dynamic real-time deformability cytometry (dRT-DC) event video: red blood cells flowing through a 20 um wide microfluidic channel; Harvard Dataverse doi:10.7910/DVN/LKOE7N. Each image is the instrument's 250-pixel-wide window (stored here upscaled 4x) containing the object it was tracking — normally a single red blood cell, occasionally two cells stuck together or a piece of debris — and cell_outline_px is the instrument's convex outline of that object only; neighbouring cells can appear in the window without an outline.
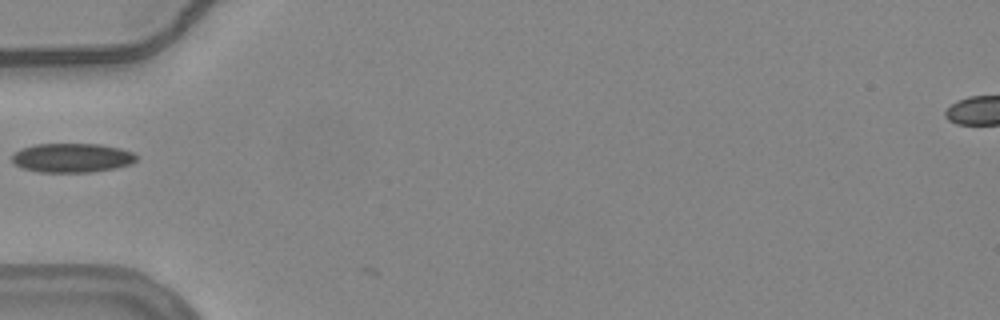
{"species": "common noctule bat (a hibernating species)", "species_latin": "Nyctalus noctula", "temperature_condition": "warm", "stored_images_in_passage": 10, "camera_frame_rate_fps": 3000, "um_per_image_px": 0.085, "animal": {"sex": "female", "body_mass_g": 24.6, "forearm_length_mm": 56.2}, "frame": {"image": 1, "passage_image": 1, "time_ms": 0.0, "image_size_px": [1000, 320], "cell_outline_px": [[136, 160], [132, 164], [116, 168], [92, 172], [40, 172], [24, 168], [16, 164], [12, 160], [12, 156], [20, 148], [36, 144], [100, 144], [120, 148], [132, 152], [136, 156]], "centroid_in_image_um": [6.15, 13.41], "position_along_channel_um": 78.9, "area_um2": 21.1}}